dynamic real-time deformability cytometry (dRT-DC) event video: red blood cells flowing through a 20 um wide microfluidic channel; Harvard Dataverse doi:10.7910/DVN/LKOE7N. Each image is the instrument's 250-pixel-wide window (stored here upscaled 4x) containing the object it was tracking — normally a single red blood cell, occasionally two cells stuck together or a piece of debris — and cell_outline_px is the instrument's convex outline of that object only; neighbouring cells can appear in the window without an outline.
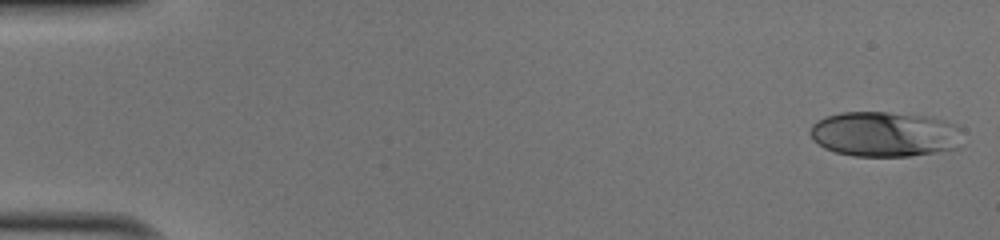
{"species": "human", "species_latin": "Homo sapiens", "temperature_condition": "cold", "stored_images_in_passage": 48, "camera_frame_rate_fps": 3000, "um_per_image_px": 0.085, "donor": {"sex": "male"}, "frame": {"image": 1, "passage_image": 1, "time_ms": 0.0, "image_size_px": [1000, 240], "cell_outline_px": [[964, 128], [960, 148], [936, 152], [908, 156], [852, 156], [836, 152], [824, 148], [812, 140], [808, 132], [812, 124], [816, 120], [824, 116], [840, 112], [888, 112], [932, 116], [956, 124]], "centroid_in_image_um": [75.23, 11.39], "position_along_channel_um": 9.8, "area_um2": 41.1}}
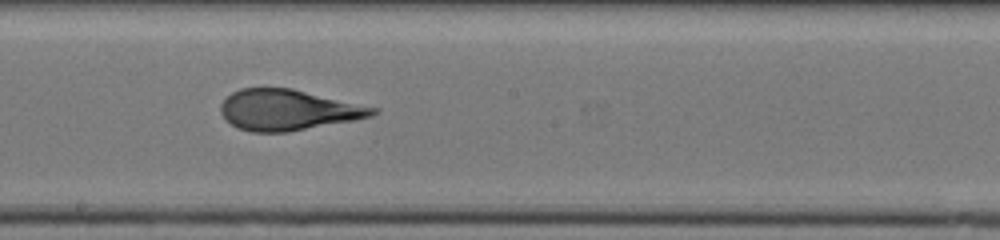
{"frame": {"image": 2, "passage_image": 28, "time_ms": 9.0, "image_size_px": [1000, 240], "cell_outline_px": [[380, 112], [372, 116], [356, 120], [288, 132], [252, 132], [236, 128], [224, 120], [220, 112], [220, 104], [232, 92], [240, 88], [292, 88], [380, 108]], "centroid_in_image_um": [24.49, 9.35], "position_along_channel_um": 223.7, "area_um2": 36.53}}
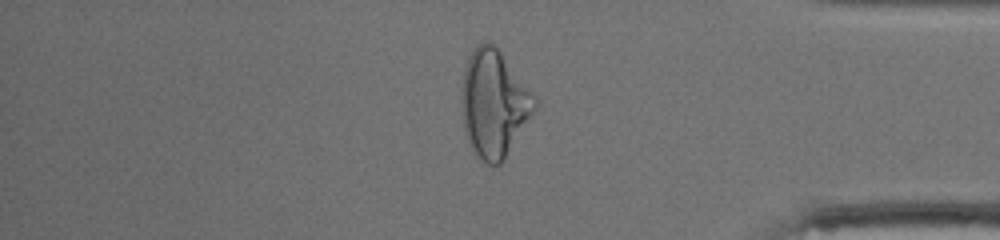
{"frame": {"image": 3, "passage_image": 42, "time_ms": 13.667, "image_size_px": [1000, 240], "cell_outline_px": [[540, 104], [504, 160], [500, 164], [488, 164], [472, 148], [464, 132], [460, 96], [464, 68], [468, 56], [476, 44], [484, 40], [488, 40], [500, 52], [540, 100]], "centroid_in_image_um": [42.0, 8.77], "position_along_channel_um": 393.2, "area_um2": 46.07}}